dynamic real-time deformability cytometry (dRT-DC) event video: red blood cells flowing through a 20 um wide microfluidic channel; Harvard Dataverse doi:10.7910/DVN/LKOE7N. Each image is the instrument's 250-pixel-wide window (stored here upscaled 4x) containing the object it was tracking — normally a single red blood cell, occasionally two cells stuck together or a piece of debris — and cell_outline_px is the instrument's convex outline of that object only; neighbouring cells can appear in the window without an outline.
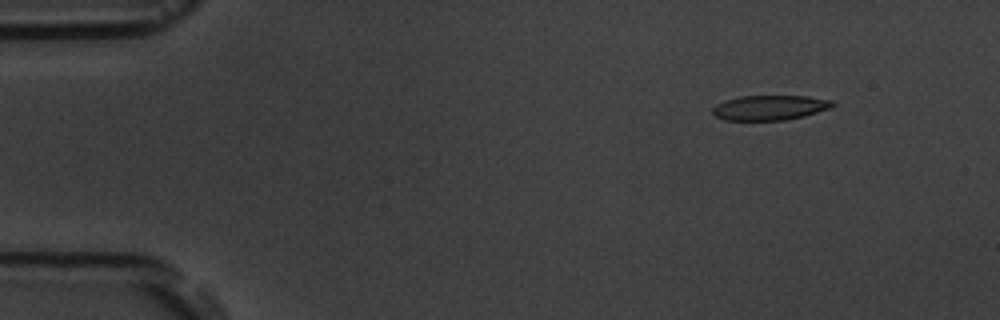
{"species": "common noctule bat (a hibernating species)", "species_latin": "Nyctalus noctula", "temperature_condition": "room temperature", "stored_images_in_passage": 5, "camera_frame_rate_fps": 3000, "um_per_image_px": 0.085, "animal": {"sex": "male", "body_mass_g": 19.5, "forearm_length_mm": 54.6}, "frame": {"image": 1, "passage_image": 2, "time_ms": 1.333, "image_size_px": [1000, 320], "cell_outline_px": [[836, 104], [832, 108], [804, 116], [784, 120], [724, 120], [716, 116], [712, 112], [712, 108], [716, 104], [724, 100], [740, 96], [808, 96], [832, 100]], "centroid_in_image_um": [65.45, 9.14], "position_along_channel_um": 19.6, "area_um2": 17.51}}
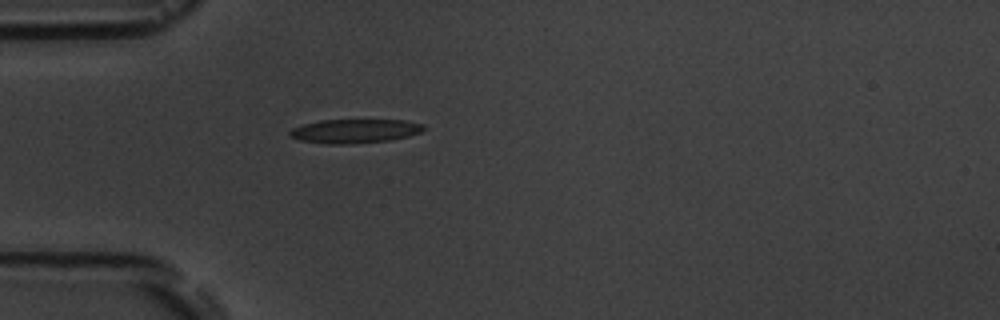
{"frame": {"image": 2, "passage_image": 5, "time_ms": 4.667, "image_size_px": [1000, 320], "cell_outline_px": [[424, 128], [420, 132], [408, 136], [388, 140], [348, 144], [328, 144], [300, 140], [288, 136], [288, 132], [292, 128], [304, 124], [320, 120], [404, 120], [424, 124]], "centroid_in_image_um": [30.12, 11.13], "position_along_channel_um": 54.9, "area_um2": 18.61}}